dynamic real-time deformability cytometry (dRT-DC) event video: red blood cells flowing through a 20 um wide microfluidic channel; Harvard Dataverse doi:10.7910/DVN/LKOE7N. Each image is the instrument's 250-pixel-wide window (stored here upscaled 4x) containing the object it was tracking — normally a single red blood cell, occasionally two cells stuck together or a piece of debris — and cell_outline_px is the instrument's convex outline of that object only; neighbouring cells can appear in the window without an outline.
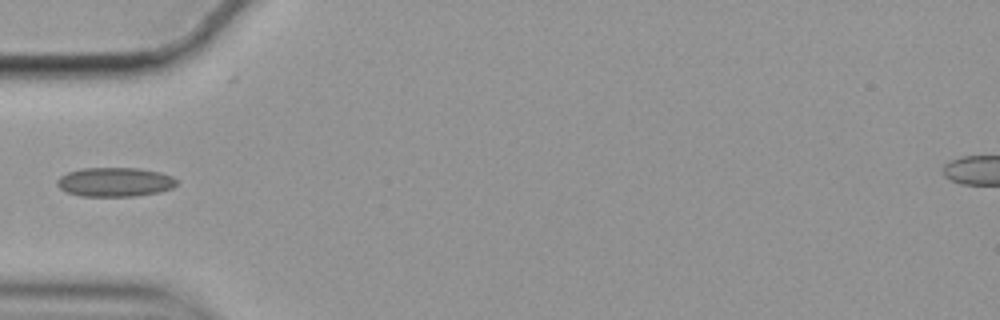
{"species": "common noctule bat (a hibernating species)", "species_latin": "Nyctalus noctula", "temperature_condition": "cold", "stored_images_in_passage": 40, "camera_frame_rate_fps": 3000, "um_per_image_px": 0.085, "animal": {"sex": "female", "body_mass_g": 19.9}, "frame": {"image": 1, "passage_image": 1, "time_ms": 0.0, "image_size_px": [1000, 320], "cell_outline_px": [[176, 184], [172, 188], [160, 192], [136, 196], [80, 196], [68, 192], [60, 188], [56, 184], [56, 180], [60, 176], [68, 172], [84, 168], [136, 168], [160, 172], [172, 176], [176, 180]], "centroid_in_image_um": [9.76, 15.47], "position_along_channel_um": 75.2, "area_um2": 20.29}}
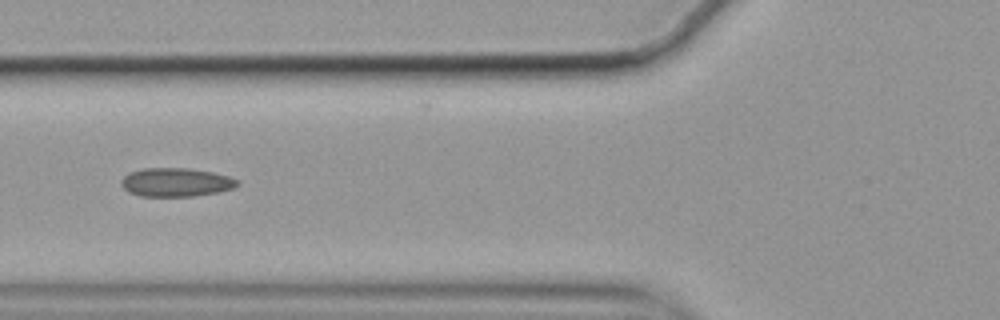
{"frame": {"image": 2, "passage_image": 4, "time_ms": 1.0, "image_size_px": [1000, 320], "cell_outline_px": [[240, 184], [232, 188], [220, 192], [196, 196], [140, 196], [128, 192], [120, 184], [120, 180], [128, 172], [144, 168], [188, 168], [212, 172], [228, 176], [240, 180]], "centroid_in_image_um": [14.95, 15.49], "position_along_channel_um": 110.8, "area_um2": 19.59}}
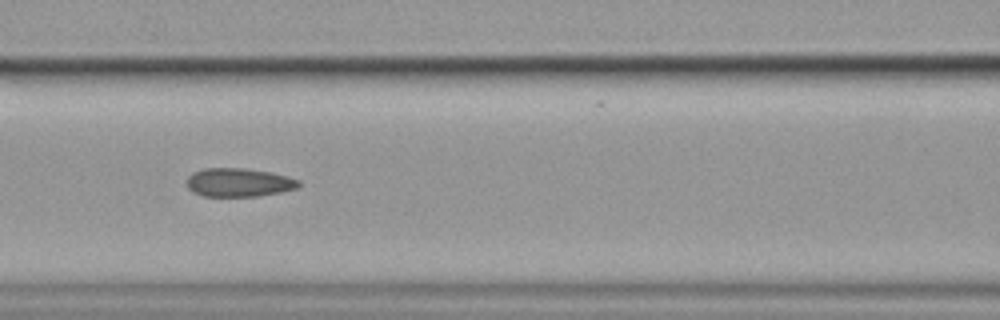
{"frame": {"image": 3, "passage_image": 7, "time_ms": 2.0, "image_size_px": [1000, 320], "cell_outline_px": [[300, 184], [296, 188], [280, 192], [256, 196], [204, 196], [192, 192], [188, 188], [188, 176], [192, 172], [204, 168], [244, 168], [272, 172], [288, 176], [300, 180]], "centroid_in_image_um": [20.29, 15.5], "position_along_channel_um": 146.3, "area_um2": 18.67}}